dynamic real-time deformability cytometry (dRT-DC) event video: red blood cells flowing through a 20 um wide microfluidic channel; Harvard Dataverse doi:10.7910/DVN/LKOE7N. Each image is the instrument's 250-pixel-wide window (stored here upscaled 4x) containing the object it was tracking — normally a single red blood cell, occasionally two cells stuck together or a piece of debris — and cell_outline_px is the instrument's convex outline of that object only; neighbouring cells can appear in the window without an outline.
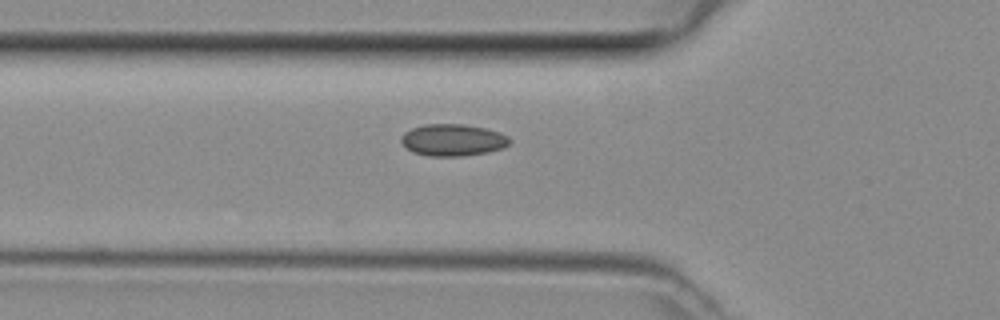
{"species": "common noctule bat (a hibernating species)", "species_latin": "Nyctalus noctula", "temperature_condition": "room temperature", "stored_images_in_passage": 26, "camera_frame_rate_fps": 3000, "um_per_image_px": 0.085, "animal": {"sex": "female", "body_mass_g": 29.2, "forearm_length_mm": 56.3}, "frame": {"image": 1, "passage_image": 2, "time_ms": 0.333, "image_size_px": [1000, 320], "cell_outline_px": [[512, 140], [508, 144], [500, 148], [488, 152], [464, 156], [428, 156], [412, 152], [400, 140], [400, 136], [404, 132], [412, 128], [424, 124], [464, 124], [484, 128], [508, 136]], "centroid_in_image_um": [38.46, 11.9], "position_along_channel_um": 87.3, "area_um2": 20.06}}
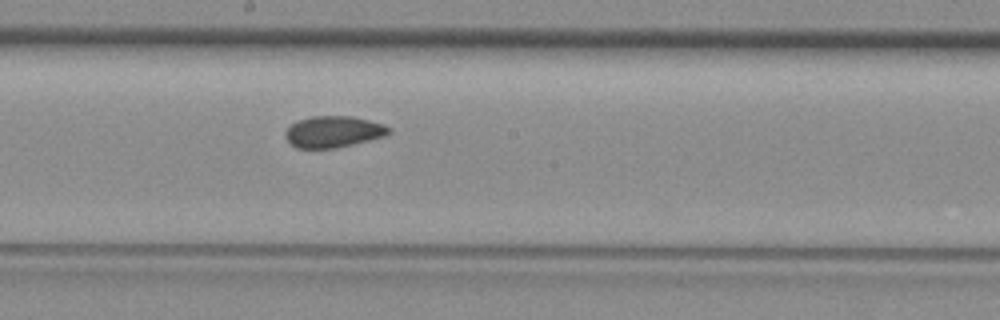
{"frame": {"image": 2, "passage_image": 11, "time_ms": 3.333, "image_size_px": [1000, 320], "cell_outline_px": [[392, 132], [384, 136], [352, 144], [332, 148], [296, 148], [284, 136], [284, 132], [292, 124], [300, 120], [312, 116], [352, 116], [384, 124], [392, 128]], "centroid_in_image_um": [28.35, 11.19], "position_along_channel_um": 219.8, "area_um2": 18.79}}
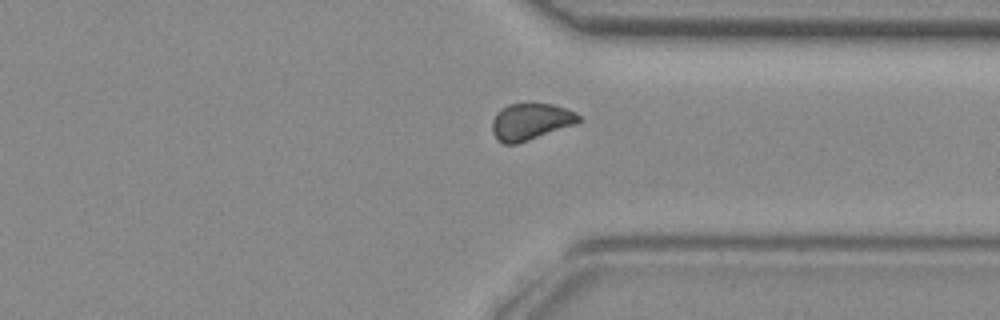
{"frame": {"image": 3, "passage_image": 21, "time_ms": 6.667, "image_size_px": [1000, 320], "cell_outline_px": [[580, 124], [516, 144], [504, 144], [496, 140], [492, 132], [492, 120], [496, 112], [500, 108], [508, 104], [552, 104], [576, 112], [580, 116]], "centroid_in_image_um": [45.11, 10.35], "position_along_channel_um": 366.3, "area_um2": 18.84}}